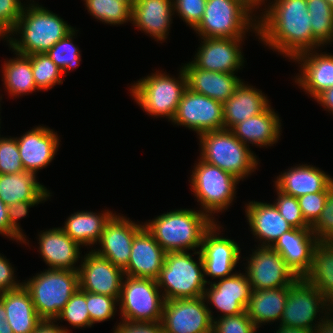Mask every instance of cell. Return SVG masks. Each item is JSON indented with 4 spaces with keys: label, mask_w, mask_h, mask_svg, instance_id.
I'll list each match as a JSON object with an SVG mask.
<instances>
[{
    "label": "cell",
    "mask_w": 333,
    "mask_h": 333,
    "mask_svg": "<svg viewBox=\"0 0 333 333\" xmlns=\"http://www.w3.org/2000/svg\"><path fill=\"white\" fill-rule=\"evenodd\" d=\"M44 202L46 201H23L8 205L7 212L10 224V240L16 241L18 244L23 243L29 247V240L24 234L21 226L19 225L20 222L18 223V221L28 215L29 208H33L34 206Z\"/></svg>",
    "instance_id": "cell-45"
},
{
    "label": "cell",
    "mask_w": 333,
    "mask_h": 333,
    "mask_svg": "<svg viewBox=\"0 0 333 333\" xmlns=\"http://www.w3.org/2000/svg\"><path fill=\"white\" fill-rule=\"evenodd\" d=\"M176 77L162 70L134 81L129 88L136 104L149 116L172 121L183 93L187 89V77L183 67Z\"/></svg>",
    "instance_id": "cell-4"
},
{
    "label": "cell",
    "mask_w": 333,
    "mask_h": 333,
    "mask_svg": "<svg viewBox=\"0 0 333 333\" xmlns=\"http://www.w3.org/2000/svg\"><path fill=\"white\" fill-rule=\"evenodd\" d=\"M9 259L0 253V294L3 292L14 290L23 285V282L18 281L14 274L15 267H12Z\"/></svg>",
    "instance_id": "cell-51"
},
{
    "label": "cell",
    "mask_w": 333,
    "mask_h": 333,
    "mask_svg": "<svg viewBox=\"0 0 333 333\" xmlns=\"http://www.w3.org/2000/svg\"><path fill=\"white\" fill-rule=\"evenodd\" d=\"M25 171L16 137L0 138V174H12Z\"/></svg>",
    "instance_id": "cell-44"
},
{
    "label": "cell",
    "mask_w": 333,
    "mask_h": 333,
    "mask_svg": "<svg viewBox=\"0 0 333 333\" xmlns=\"http://www.w3.org/2000/svg\"><path fill=\"white\" fill-rule=\"evenodd\" d=\"M271 104L260 114L236 124L231 131L245 145L268 148L279 141L282 123Z\"/></svg>",
    "instance_id": "cell-28"
},
{
    "label": "cell",
    "mask_w": 333,
    "mask_h": 333,
    "mask_svg": "<svg viewBox=\"0 0 333 333\" xmlns=\"http://www.w3.org/2000/svg\"><path fill=\"white\" fill-rule=\"evenodd\" d=\"M207 0H173L176 13L188 27L194 30L203 18Z\"/></svg>",
    "instance_id": "cell-47"
},
{
    "label": "cell",
    "mask_w": 333,
    "mask_h": 333,
    "mask_svg": "<svg viewBox=\"0 0 333 333\" xmlns=\"http://www.w3.org/2000/svg\"><path fill=\"white\" fill-rule=\"evenodd\" d=\"M246 258L245 273L252 290L289 287L298 277L287 267L281 255L271 247H257Z\"/></svg>",
    "instance_id": "cell-14"
},
{
    "label": "cell",
    "mask_w": 333,
    "mask_h": 333,
    "mask_svg": "<svg viewBox=\"0 0 333 333\" xmlns=\"http://www.w3.org/2000/svg\"><path fill=\"white\" fill-rule=\"evenodd\" d=\"M37 236L38 251L48 269L78 271L79 266L76 264L82 260L81 246L61 227L42 230Z\"/></svg>",
    "instance_id": "cell-22"
},
{
    "label": "cell",
    "mask_w": 333,
    "mask_h": 333,
    "mask_svg": "<svg viewBox=\"0 0 333 333\" xmlns=\"http://www.w3.org/2000/svg\"><path fill=\"white\" fill-rule=\"evenodd\" d=\"M119 297L94 294L86 291V304L90 315L91 323L109 321L115 317L119 306Z\"/></svg>",
    "instance_id": "cell-42"
},
{
    "label": "cell",
    "mask_w": 333,
    "mask_h": 333,
    "mask_svg": "<svg viewBox=\"0 0 333 333\" xmlns=\"http://www.w3.org/2000/svg\"><path fill=\"white\" fill-rule=\"evenodd\" d=\"M324 110L333 114V87L324 90L314 99Z\"/></svg>",
    "instance_id": "cell-54"
},
{
    "label": "cell",
    "mask_w": 333,
    "mask_h": 333,
    "mask_svg": "<svg viewBox=\"0 0 333 333\" xmlns=\"http://www.w3.org/2000/svg\"><path fill=\"white\" fill-rule=\"evenodd\" d=\"M328 2V4L331 6V8L333 9V0H326Z\"/></svg>",
    "instance_id": "cell-61"
},
{
    "label": "cell",
    "mask_w": 333,
    "mask_h": 333,
    "mask_svg": "<svg viewBox=\"0 0 333 333\" xmlns=\"http://www.w3.org/2000/svg\"><path fill=\"white\" fill-rule=\"evenodd\" d=\"M214 223L203 211L180 208L145 221L144 226L168 253L200 251L204 234Z\"/></svg>",
    "instance_id": "cell-3"
},
{
    "label": "cell",
    "mask_w": 333,
    "mask_h": 333,
    "mask_svg": "<svg viewBox=\"0 0 333 333\" xmlns=\"http://www.w3.org/2000/svg\"><path fill=\"white\" fill-rule=\"evenodd\" d=\"M173 0H136L132 5V24L159 43L168 38L173 23Z\"/></svg>",
    "instance_id": "cell-26"
},
{
    "label": "cell",
    "mask_w": 333,
    "mask_h": 333,
    "mask_svg": "<svg viewBox=\"0 0 333 333\" xmlns=\"http://www.w3.org/2000/svg\"><path fill=\"white\" fill-rule=\"evenodd\" d=\"M199 41L191 61L197 68L237 75L245 66L242 51L245 38H201Z\"/></svg>",
    "instance_id": "cell-17"
},
{
    "label": "cell",
    "mask_w": 333,
    "mask_h": 333,
    "mask_svg": "<svg viewBox=\"0 0 333 333\" xmlns=\"http://www.w3.org/2000/svg\"><path fill=\"white\" fill-rule=\"evenodd\" d=\"M74 29L43 5L25 3L16 26L3 40L12 52L22 55L46 53Z\"/></svg>",
    "instance_id": "cell-2"
},
{
    "label": "cell",
    "mask_w": 333,
    "mask_h": 333,
    "mask_svg": "<svg viewBox=\"0 0 333 333\" xmlns=\"http://www.w3.org/2000/svg\"><path fill=\"white\" fill-rule=\"evenodd\" d=\"M193 255H197L195 260ZM165 300L204 296L207 283L200 251L168 252L156 279Z\"/></svg>",
    "instance_id": "cell-6"
},
{
    "label": "cell",
    "mask_w": 333,
    "mask_h": 333,
    "mask_svg": "<svg viewBox=\"0 0 333 333\" xmlns=\"http://www.w3.org/2000/svg\"><path fill=\"white\" fill-rule=\"evenodd\" d=\"M79 30L76 28L66 37L59 40L48 52L51 60L62 70V75H69V71L76 69L80 65L81 51L74 44V39L77 37Z\"/></svg>",
    "instance_id": "cell-39"
},
{
    "label": "cell",
    "mask_w": 333,
    "mask_h": 333,
    "mask_svg": "<svg viewBox=\"0 0 333 333\" xmlns=\"http://www.w3.org/2000/svg\"><path fill=\"white\" fill-rule=\"evenodd\" d=\"M313 38L322 46L333 43V9L326 0H306Z\"/></svg>",
    "instance_id": "cell-38"
},
{
    "label": "cell",
    "mask_w": 333,
    "mask_h": 333,
    "mask_svg": "<svg viewBox=\"0 0 333 333\" xmlns=\"http://www.w3.org/2000/svg\"><path fill=\"white\" fill-rule=\"evenodd\" d=\"M200 159L226 171L238 180H244L256 172L259 158L242 143L231 130L221 129L198 136Z\"/></svg>",
    "instance_id": "cell-5"
},
{
    "label": "cell",
    "mask_w": 333,
    "mask_h": 333,
    "mask_svg": "<svg viewBox=\"0 0 333 333\" xmlns=\"http://www.w3.org/2000/svg\"><path fill=\"white\" fill-rule=\"evenodd\" d=\"M143 227V222L137 223L123 214L115 213L105 224L99 247L92 250L124 269L129 262L133 239Z\"/></svg>",
    "instance_id": "cell-18"
},
{
    "label": "cell",
    "mask_w": 333,
    "mask_h": 333,
    "mask_svg": "<svg viewBox=\"0 0 333 333\" xmlns=\"http://www.w3.org/2000/svg\"><path fill=\"white\" fill-rule=\"evenodd\" d=\"M92 18L103 24L122 25L132 22V4L125 0H83Z\"/></svg>",
    "instance_id": "cell-37"
},
{
    "label": "cell",
    "mask_w": 333,
    "mask_h": 333,
    "mask_svg": "<svg viewBox=\"0 0 333 333\" xmlns=\"http://www.w3.org/2000/svg\"><path fill=\"white\" fill-rule=\"evenodd\" d=\"M15 57L5 59L1 66L2 81L9 96L17 98L40 91L35 84L30 58L14 52Z\"/></svg>",
    "instance_id": "cell-36"
},
{
    "label": "cell",
    "mask_w": 333,
    "mask_h": 333,
    "mask_svg": "<svg viewBox=\"0 0 333 333\" xmlns=\"http://www.w3.org/2000/svg\"><path fill=\"white\" fill-rule=\"evenodd\" d=\"M223 226L215 222L204 234L201 245V256L204 264V279L207 284L211 281L206 277L218 280L233 275L234 269L241 260L240 244L233 239L223 237Z\"/></svg>",
    "instance_id": "cell-13"
},
{
    "label": "cell",
    "mask_w": 333,
    "mask_h": 333,
    "mask_svg": "<svg viewBox=\"0 0 333 333\" xmlns=\"http://www.w3.org/2000/svg\"><path fill=\"white\" fill-rule=\"evenodd\" d=\"M26 280H23V286L30 293L42 320H55L79 289L78 271L47 268Z\"/></svg>",
    "instance_id": "cell-9"
},
{
    "label": "cell",
    "mask_w": 333,
    "mask_h": 333,
    "mask_svg": "<svg viewBox=\"0 0 333 333\" xmlns=\"http://www.w3.org/2000/svg\"><path fill=\"white\" fill-rule=\"evenodd\" d=\"M257 29V16L243 2L207 0L203 18L194 32L199 38H246L248 32L257 36Z\"/></svg>",
    "instance_id": "cell-7"
},
{
    "label": "cell",
    "mask_w": 333,
    "mask_h": 333,
    "mask_svg": "<svg viewBox=\"0 0 333 333\" xmlns=\"http://www.w3.org/2000/svg\"><path fill=\"white\" fill-rule=\"evenodd\" d=\"M27 1V0H26ZM30 1V2H29ZM32 1V2H31ZM29 2V4H35L36 1L34 0H28L27 3Z\"/></svg>",
    "instance_id": "cell-64"
},
{
    "label": "cell",
    "mask_w": 333,
    "mask_h": 333,
    "mask_svg": "<svg viewBox=\"0 0 333 333\" xmlns=\"http://www.w3.org/2000/svg\"><path fill=\"white\" fill-rule=\"evenodd\" d=\"M259 329L258 328H256L254 331H253V333H257V331H258Z\"/></svg>",
    "instance_id": "cell-66"
},
{
    "label": "cell",
    "mask_w": 333,
    "mask_h": 333,
    "mask_svg": "<svg viewBox=\"0 0 333 333\" xmlns=\"http://www.w3.org/2000/svg\"><path fill=\"white\" fill-rule=\"evenodd\" d=\"M333 177L319 167L298 164L281 172L275 181L274 188L296 198L319 192H329Z\"/></svg>",
    "instance_id": "cell-27"
},
{
    "label": "cell",
    "mask_w": 333,
    "mask_h": 333,
    "mask_svg": "<svg viewBox=\"0 0 333 333\" xmlns=\"http://www.w3.org/2000/svg\"><path fill=\"white\" fill-rule=\"evenodd\" d=\"M191 173L190 188L194 197L197 198L195 200L201 205L199 210L203 211L214 222H219L215 216L220 212L222 214L225 210L227 211L233 205L237 184L240 183V180L200 158L194 164Z\"/></svg>",
    "instance_id": "cell-8"
},
{
    "label": "cell",
    "mask_w": 333,
    "mask_h": 333,
    "mask_svg": "<svg viewBox=\"0 0 333 333\" xmlns=\"http://www.w3.org/2000/svg\"><path fill=\"white\" fill-rule=\"evenodd\" d=\"M256 328L246 311L237 315L214 318L212 324L215 333H253Z\"/></svg>",
    "instance_id": "cell-46"
},
{
    "label": "cell",
    "mask_w": 333,
    "mask_h": 333,
    "mask_svg": "<svg viewBox=\"0 0 333 333\" xmlns=\"http://www.w3.org/2000/svg\"><path fill=\"white\" fill-rule=\"evenodd\" d=\"M6 317L5 306L0 300V333H14L6 320Z\"/></svg>",
    "instance_id": "cell-57"
},
{
    "label": "cell",
    "mask_w": 333,
    "mask_h": 333,
    "mask_svg": "<svg viewBox=\"0 0 333 333\" xmlns=\"http://www.w3.org/2000/svg\"><path fill=\"white\" fill-rule=\"evenodd\" d=\"M166 252L144 226L134 237L124 275L156 280L164 264Z\"/></svg>",
    "instance_id": "cell-25"
},
{
    "label": "cell",
    "mask_w": 333,
    "mask_h": 333,
    "mask_svg": "<svg viewBox=\"0 0 333 333\" xmlns=\"http://www.w3.org/2000/svg\"><path fill=\"white\" fill-rule=\"evenodd\" d=\"M278 329L274 333H313L311 330L296 328V327H286L284 325L279 324Z\"/></svg>",
    "instance_id": "cell-58"
},
{
    "label": "cell",
    "mask_w": 333,
    "mask_h": 333,
    "mask_svg": "<svg viewBox=\"0 0 333 333\" xmlns=\"http://www.w3.org/2000/svg\"><path fill=\"white\" fill-rule=\"evenodd\" d=\"M79 289L94 294L120 297L124 277L122 268L90 250L80 261Z\"/></svg>",
    "instance_id": "cell-19"
},
{
    "label": "cell",
    "mask_w": 333,
    "mask_h": 333,
    "mask_svg": "<svg viewBox=\"0 0 333 333\" xmlns=\"http://www.w3.org/2000/svg\"><path fill=\"white\" fill-rule=\"evenodd\" d=\"M1 95V94H0ZM1 100H2V95L0 96V102H1ZM0 108H1V104H0ZM1 113V112H0ZM1 116V115H0ZM1 118V117H0ZM0 121H1V119H0ZM0 125H1V122H0ZM0 128H1V126H0ZM2 136H1V134H0V138H1Z\"/></svg>",
    "instance_id": "cell-62"
},
{
    "label": "cell",
    "mask_w": 333,
    "mask_h": 333,
    "mask_svg": "<svg viewBox=\"0 0 333 333\" xmlns=\"http://www.w3.org/2000/svg\"><path fill=\"white\" fill-rule=\"evenodd\" d=\"M321 49L305 51L292 59L300 67L293 80L312 99L333 87V54Z\"/></svg>",
    "instance_id": "cell-21"
},
{
    "label": "cell",
    "mask_w": 333,
    "mask_h": 333,
    "mask_svg": "<svg viewBox=\"0 0 333 333\" xmlns=\"http://www.w3.org/2000/svg\"><path fill=\"white\" fill-rule=\"evenodd\" d=\"M275 191L277 198L273 203L283 218L293 228H311L302 215L298 199L294 196L286 195L276 188Z\"/></svg>",
    "instance_id": "cell-43"
},
{
    "label": "cell",
    "mask_w": 333,
    "mask_h": 333,
    "mask_svg": "<svg viewBox=\"0 0 333 333\" xmlns=\"http://www.w3.org/2000/svg\"><path fill=\"white\" fill-rule=\"evenodd\" d=\"M269 1L259 9L262 12L257 17L256 38L263 45L289 61L305 51L322 47L313 38L306 0Z\"/></svg>",
    "instance_id": "cell-1"
},
{
    "label": "cell",
    "mask_w": 333,
    "mask_h": 333,
    "mask_svg": "<svg viewBox=\"0 0 333 333\" xmlns=\"http://www.w3.org/2000/svg\"><path fill=\"white\" fill-rule=\"evenodd\" d=\"M171 122L191 129L197 137L205 132L224 129L223 103L187 88Z\"/></svg>",
    "instance_id": "cell-12"
},
{
    "label": "cell",
    "mask_w": 333,
    "mask_h": 333,
    "mask_svg": "<svg viewBox=\"0 0 333 333\" xmlns=\"http://www.w3.org/2000/svg\"><path fill=\"white\" fill-rule=\"evenodd\" d=\"M67 321L73 328H91L90 315L86 304V291L78 289L60 311L55 321Z\"/></svg>",
    "instance_id": "cell-41"
},
{
    "label": "cell",
    "mask_w": 333,
    "mask_h": 333,
    "mask_svg": "<svg viewBox=\"0 0 333 333\" xmlns=\"http://www.w3.org/2000/svg\"><path fill=\"white\" fill-rule=\"evenodd\" d=\"M244 211L250 232L259 242V247H271L283 233L293 228L274 203L248 201Z\"/></svg>",
    "instance_id": "cell-24"
},
{
    "label": "cell",
    "mask_w": 333,
    "mask_h": 333,
    "mask_svg": "<svg viewBox=\"0 0 333 333\" xmlns=\"http://www.w3.org/2000/svg\"><path fill=\"white\" fill-rule=\"evenodd\" d=\"M261 6H263L265 4V2L267 3L268 0H256Z\"/></svg>",
    "instance_id": "cell-60"
},
{
    "label": "cell",
    "mask_w": 333,
    "mask_h": 333,
    "mask_svg": "<svg viewBox=\"0 0 333 333\" xmlns=\"http://www.w3.org/2000/svg\"><path fill=\"white\" fill-rule=\"evenodd\" d=\"M125 1H127L133 5L136 0H125Z\"/></svg>",
    "instance_id": "cell-63"
},
{
    "label": "cell",
    "mask_w": 333,
    "mask_h": 333,
    "mask_svg": "<svg viewBox=\"0 0 333 333\" xmlns=\"http://www.w3.org/2000/svg\"><path fill=\"white\" fill-rule=\"evenodd\" d=\"M288 287L252 290L246 312L257 328L278 322L284 312ZM273 322V323H272ZM267 323V324H266Z\"/></svg>",
    "instance_id": "cell-34"
},
{
    "label": "cell",
    "mask_w": 333,
    "mask_h": 333,
    "mask_svg": "<svg viewBox=\"0 0 333 333\" xmlns=\"http://www.w3.org/2000/svg\"><path fill=\"white\" fill-rule=\"evenodd\" d=\"M317 242L311 228H292L283 233L271 248L281 255L298 278H303L310 268Z\"/></svg>",
    "instance_id": "cell-23"
},
{
    "label": "cell",
    "mask_w": 333,
    "mask_h": 333,
    "mask_svg": "<svg viewBox=\"0 0 333 333\" xmlns=\"http://www.w3.org/2000/svg\"><path fill=\"white\" fill-rule=\"evenodd\" d=\"M114 326L113 333H164L161 322L144 323L121 320L117 326Z\"/></svg>",
    "instance_id": "cell-52"
},
{
    "label": "cell",
    "mask_w": 333,
    "mask_h": 333,
    "mask_svg": "<svg viewBox=\"0 0 333 333\" xmlns=\"http://www.w3.org/2000/svg\"><path fill=\"white\" fill-rule=\"evenodd\" d=\"M239 1L243 2L253 13L255 12V15L257 17L259 16L257 10L261 7V5L256 0H239Z\"/></svg>",
    "instance_id": "cell-59"
},
{
    "label": "cell",
    "mask_w": 333,
    "mask_h": 333,
    "mask_svg": "<svg viewBox=\"0 0 333 333\" xmlns=\"http://www.w3.org/2000/svg\"><path fill=\"white\" fill-rule=\"evenodd\" d=\"M23 3L21 0H0V41L16 26L25 6Z\"/></svg>",
    "instance_id": "cell-49"
},
{
    "label": "cell",
    "mask_w": 333,
    "mask_h": 333,
    "mask_svg": "<svg viewBox=\"0 0 333 333\" xmlns=\"http://www.w3.org/2000/svg\"><path fill=\"white\" fill-rule=\"evenodd\" d=\"M51 194L33 172L0 174V199L7 206L23 201H47Z\"/></svg>",
    "instance_id": "cell-31"
},
{
    "label": "cell",
    "mask_w": 333,
    "mask_h": 333,
    "mask_svg": "<svg viewBox=\"0 0 333 333\" xmlns=\"http://www.w3.org/2000/svg\"><path fill=\"white\" fill-rule=\"evenodd\" d=\"M30 58L36 87L43 91L63 84L62 70L51 60L47 53L27 55Z\"/></svg>",
    "instance_id": "cell-40"
},
{
    "label": "cell",
    "mask_w": 333,
    "mask_h": 333,
    "mask_svg": "<svg viewBox=\"0 0 333 333\" xmlns=\"http://www.w3.org/2000/svg\"><path fill=\"white\" fill-rule=\"evenodd\" d=\"M268 98L262 90L242 80L234 94L223 103L224 129L231 130L248 117L262 113L271 104Z\"/></svg>",
    "instance_id": "cell-30"
},
{
    "label": "cell",
    "mask_w": 333,
    "mask_h": 333,
    "mask_svg": "<svg viewBox=\"0 0 333 333\" xmlns=\"http://www.w3.org/2000/svg\"><path fill=\"white\" fill-rule=\"evenodd\" d=\"M6 310V320L14 333H33L42 319L38 316L30 293L21 287L0 294Z\"/></svg>",
    "instance_id": "cell-33"
},
{
    "label": "cell",
    "mask_w": 333,
    "mask_h": 333,
    "mask_svg": "<svg viewBox=\"0 0 333 333\" xmlns=\"http://www.w3.org/2000/svg\"><path fill=\"white\" fill-rule=\"evenodd\" d=\"M205 333H215V331L213 329H210L209 331H207Z\"/></svg>",
    "instance_id": "cell-65"
},
{
    "label": "cell",
    "mask_w": 333,
    "mask_h": 333,
    "mask_svg": "<svg viewBox=\"0 0 333 333\" xmlns=\"http://www.w3.org/2000/svg\"><path fill=\"white\" fill-rule=\"evenodd\" d=\"M212 324L204 296L165 300L161 319L164 333H205Z\"/></svg>",
    "instance_id": "cell-15"
},
{
    "label": "cell",
    "mask_w": 333,
    "mask_h": 333,
    "mask_svg": "<svg viewBox=\"0 0 333 333\" xmlns=\"http://www.w3.org/2000/svg\"><path fill=\"white\" fill-rule=\"evenodd\" d=\"M329 192L311 193L298 197V203L305 221L312 226L324 209Z\"/></svg>",
    "instance_id": "cell-50"
},
{
    "label": "cell",
    "mask_w": 333,
    "mask_h": 333,
    "mask_svg": "<svg viewBox=\"0 0 333 333\" xmlns=\"http://www.w3.org/2000/svg\"><path fill=\"white\" fill-rule=\"evenodd\" d=\"M318 241H333V181L318 220L311 226Z\"/></svg>",
    "instance_id": "cell-48"
},
{
    "label": "cell",
    "mask_w": 333,
    "mask_h": 333,
    "mask_svg": "<svg viewBox=\"0 0 333 333\" xmlns=\"http://www.w3.org/2000/svg\"><path fill=\"white\" fill-rule=\"evenodd\" d=\"M331 310L325 297L316 287L307 283L303 278H297L288 287L286 305L280 324L314 331Z\"/></svg>",
    "instance_id": "cell-11"
},
{
    "label": "cell",
    "mask_w": 333,
    "mask_h": 333,
    "mask_svg": "<svg viewBox=\"0 0 333 333\" xmlns=\"http://www.w3.org/2000/svg\"><path fill=\"white\" fill-rule=\"evenodd\" d=\"M116 212L105 210L96 213L93 211H77L69 215L62 226V230L82 248L88 249L98 245L105 224ZM93 245V246H92ZM89 246V247H88ZM92 246V247H91Z\"/></svg>",
    "instance_id": "cell-32"
},
{
    "label": "cell",
    "mask_w": 333,
    "mask_h": 333,
    "mask_svg": "<svg viewBox=\"0 0 333 333\" xmlns=\"http://www.w3.org/2000/svg\"><path fill=\"white\" fill-rule=\"evenodd\" d=\"M182 67L187 77V88L221 103L234 94L235 88L243 80L235 74L199 69L191 61Z\"/></svg>",
    "instance_id": "cell-29"
},
{
    "label": "cell",
    "mask_w": 333,
    "mask_h": 333,
    "mask_svg": "<svg viewBox=\"0 0 333 333\" xmlns=\"http://www.w3.org/2000/svg\"><path fill=\"white\" fill-rule=\"evenodd\" d=\"M313 333H333V310L315 327Z\"/></svg>",
    "instance_id": "cell-56"
},
{
    "label": "cell",
    "mask_w": 333,
    "mask_h": 333,
    "mask_svg": "<svg viewBox=\"0 0 333 333\" xmlns=\"http://www.w3.org/2000/svg\"><path fill=\"white\" fill-rule=\"evenodd\" d=\"M207 285L204 298L207 305H212L210 308L208 306L212 320L214 319L213 308L220 312L215 318L245 312L252 293V287L246 273H241V270L235 271L233 275L214 280V282L211 281Z\"/></svg>",
    "instance_id": "cell-16"
},
{
    "label": "cell",
    "mask_w": 333,
    "mask_h": 333,
    "mask_svg": "<svg viewBox=\"0 0 333 333\" xmlns=\"http://www.w3.org/2000/svg\"><path fill=\"white\" fill-rule=\"evenodd\" d=\"M58 324L55 320H42L33 333H70L66 326Z\"/></svg>",
    "instance_id": "cell-53"
},
{
    "label": "cell",
    "mask_w": 333,
    "mask_h": 333,
    "mask_svg": "<svg viewBox=\"0 0 333 333\" xmlns=\"http://www.w3.org/2000/svg\"><path fill=\"white\" fill-rule=\"evenodd\" d=\"M303 279L316 287L333 309V241H318Z\"/></svg>",
    "instance_id": "cell-35"
},
{
    "label": "cell",
    "mask_w": 333,
    "mask_h": 333,
    "mask_svg": "<svg viewBox=\"0 0 333 333\" xmlns=\"http://www.w3.org/2000/svg\"><path fill=\"white\" fill-rule=\"evenodd\" d=\"M59 137L57 131L43 124L16 137L24 170L37 175L39 170L50 165L61 144Z\"/></svg>",
    "instance_id": "cell-20"
},
{
    "label": "cell",
    "mask_w": 333,
    "mask_h": 333,
    "mask_svg": "<svg viewBox=\"0 0 333 333\" xmlns=\"http://www.w3.org/2000/svg\"><path fill=\"white\" fill-rule=\"evenodd\" d=\"M118 303L122 321L161 322L165 299L156 280L124 275Z\"/></svg>",
    "instance_id": "cell-10"
},
{
    "label": "cell",
    "mask_w": 333,
    "mask_h": 333,
    "mask_svg": "<svg viewBox=\"0 0 333 333\" xmlns=\"http://www.w3.org/2000/svg\"><path fill=\"white\" fill-rule=\"evenodd\" d=\"M7 209L8 206L0 199V234L10 239V224Z\"/></svg>",
    "instance_id": "cell-55"
}]
</instances>
